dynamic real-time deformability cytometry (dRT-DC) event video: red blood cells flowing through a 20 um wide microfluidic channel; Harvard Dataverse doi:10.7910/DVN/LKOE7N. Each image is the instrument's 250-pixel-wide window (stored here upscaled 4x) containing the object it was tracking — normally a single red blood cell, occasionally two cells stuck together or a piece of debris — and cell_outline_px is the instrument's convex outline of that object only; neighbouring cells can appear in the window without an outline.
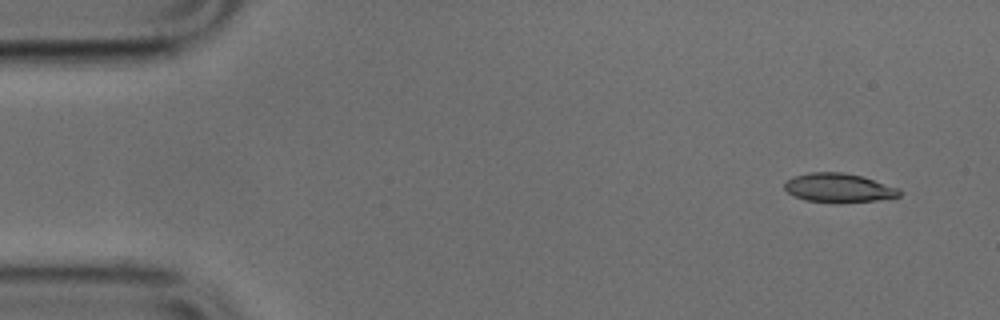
{"species": "common noctule bat (a hibernating species)", "species_latin": "Nyctalus noctula", "temperature_condition": "cold", "stored_images_in_passage": 47, "camera_frame_rate_fps": 3000, "um_per_image_px": 0.085, "animal": {"sex": "male", "body_mass_g": 17.9, "forearm_length_mm": 54.2}, "frame": {"image": 1, "passage_image": 1, "time_ms": 0.0, "image_size_px": [1000, 320], "cell_outline_px": [[900, 196], [876, 200], [804, 200], [788, 192], [784, 188], [784, 184], [792, 176], [812, 172], [840, 172], [860, 176], [900, 188]], "centroid_in_image_um": [71.27, 15.92], "position_along_channel_um": 13.7, "area_um2": 18.44}}
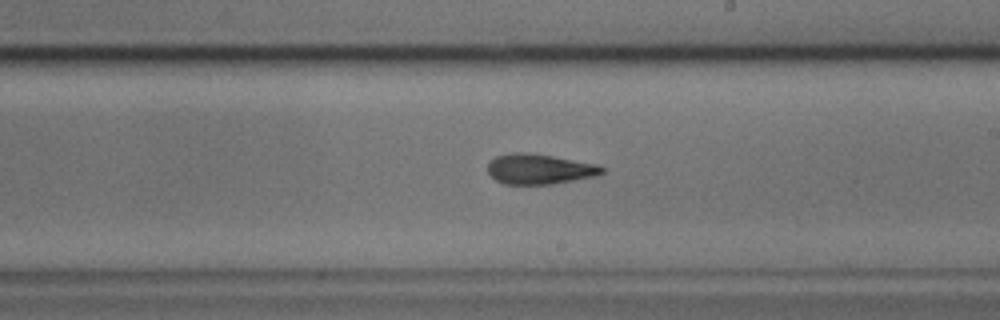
{"frame": {"image": 2, "passage_image": 26, "time_ms": 8.333, "image_size_px": [1000, 320], "cell_outline_px": [[608, 168], [604, 172], [596, 176], [552, 184], [504, 184], [496, 180], [488, 172], [488, 164], [496, 156], [512, 152], [524, 152], [552, 156], [600, 164]], "centroid_in_image_um": [45.91, 14.37], "position_along_channel_um": 243.1, "area_um2": 20.23}}
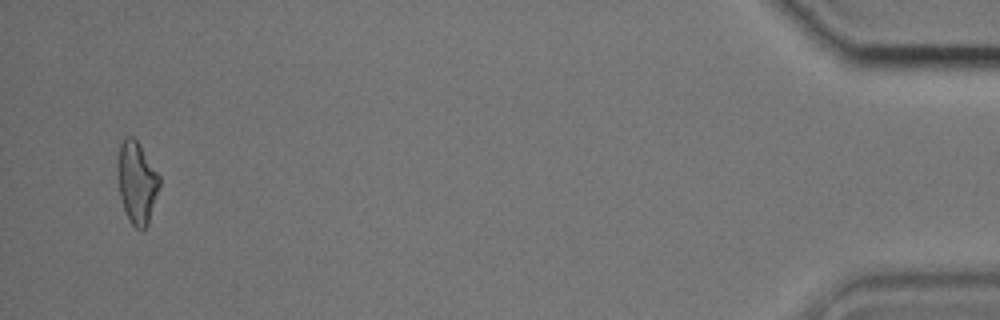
{"frame": {"image": 3, "passage_image": 46, "time_ms": 15.0, "image_size_px": [1000, 320], "cell_outline_px": [[160, 184], [148, 224], [140, 232], [128, 220], [120, 196], [116, 168], [116, 164], [120, 144], [128, 136], [132, 136], [136, 140], [160, 176]], "centroid_in_image_um": [11.61, 15.53], "position_along_channel_um": 423.6, "area_um2": 19.88}}